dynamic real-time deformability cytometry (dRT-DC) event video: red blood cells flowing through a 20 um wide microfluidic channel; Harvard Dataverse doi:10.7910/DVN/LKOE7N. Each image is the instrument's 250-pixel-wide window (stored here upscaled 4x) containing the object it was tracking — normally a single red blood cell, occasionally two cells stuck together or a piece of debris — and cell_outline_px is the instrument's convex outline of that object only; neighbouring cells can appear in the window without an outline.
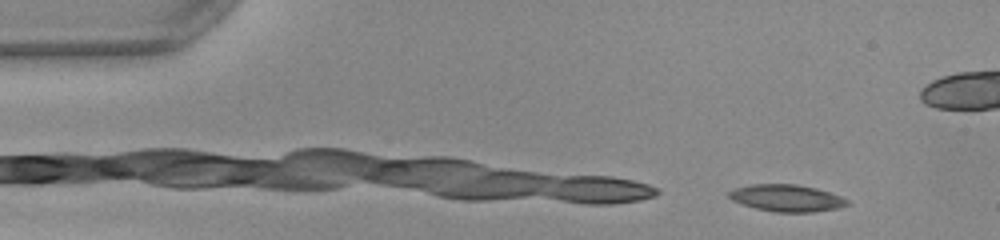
{"species": "common noctule bat (a hibernating species)", "species_latin": "Nyctalus noctula", "temperature_condition": "warm", "stored_images_in_passage": 50, "camera_frame_rate_fps": 3000, "um_per_image_px": 0.085, "animal": {"sex": "female", "body_mass_g": 22.0, "forearm_length_mm": 56.7}, "frame": {"image": 1, "passage_image": 4, "time_ms": 1.0, "image_size_px": [1000, 240], "cell_outline_px": [[848, 204], [836, 208], [812, 212], [776, 212], [756, 208], [732, 200], [728, 196], [728, 192], [736, 188], [752, 184], [796, 184], [816, 188], [840, 196], [848, 200]], "centroid_in_image_um": [66.85, 16.83], "position_along_channel_um": 18.1, "area_um2": 18.26}}
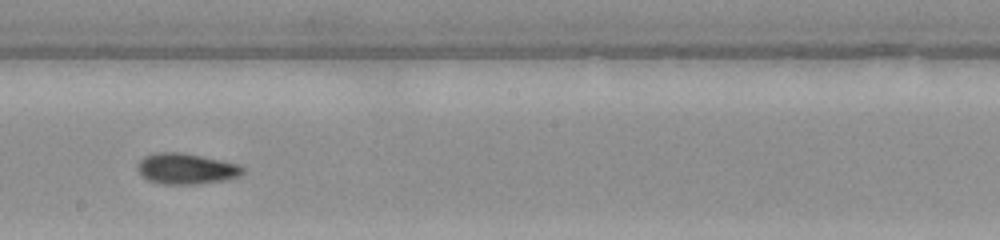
{"frame": {"image": 2, "passage_image": 27, "time_ms": 8.667, "image_size_px": [1000, 240], "cell_outline_px": [[244, 172], [240, 176], [228, 180], [200, 184], [160, 184], [148, 180], [140, 176], [136, 168], [140, 160], [144, 156], [156, 152], [180, 152], [240, 164], [244, 168]], "centroid_in_image_um": [15.82, 14.35], "position_along_channel_um": 232.4, "area_um2": 19.19}}
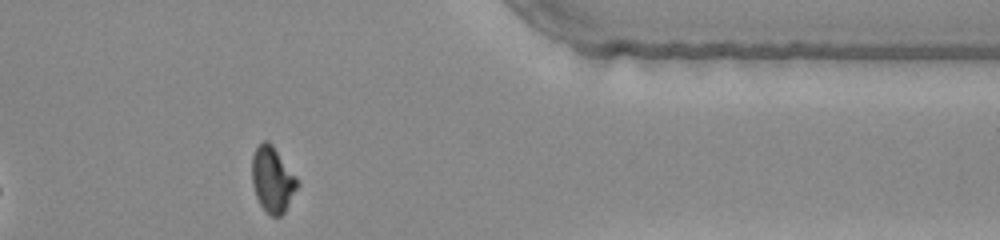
{"frame": {"image": 3, "passage_image": 40, "time_ms": 13.0, "image_size_px": [1000, 240], "cell_outline_px": [[300, 184], [284, 212], [280, 216], [272, 216], [260, 204], [256, 196], [252, 184], [252, 156], [256, 148], [264, 140], [268, 140], [272, 144], [296, 176]], "centroid_in_image_um": [23.17, 15.24], "position_along_channel_um": 388.2, "area_um2": 17.22}, "authors_computed_cell_mechanics": {"area_um2": 18.0336, "velocity_mm_per_s": 4.0353, "shape_relaxation_time_tau1_ms": 5.5274, "shape_relaxation_time_tau2_ms": 4.4136, "deformation_change_tau1": 0.1913, "deformation_change_tau2": 0.1011}}